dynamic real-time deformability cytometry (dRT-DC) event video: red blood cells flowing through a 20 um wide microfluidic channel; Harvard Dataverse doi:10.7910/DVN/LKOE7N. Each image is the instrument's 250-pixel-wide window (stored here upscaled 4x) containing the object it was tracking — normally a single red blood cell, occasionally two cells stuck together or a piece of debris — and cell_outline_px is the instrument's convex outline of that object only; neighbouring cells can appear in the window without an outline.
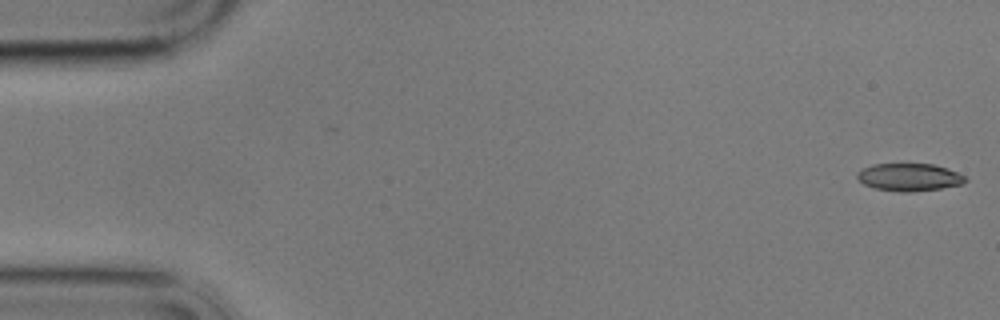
{"species": "common noctule bat (a hibernating species)", "species_latin": "Nyctalus noctula", "temperature_condition": "cold", "stored_images_in_passage": 58, "camera_frame_rate_fps": 3000, "um_per_image_px": 0.085, "animal": {"sex": "male", "body_mass_g": 17.9}, "frame": {"image": 1, "passage_image": 1, "time_ms": 0.0, "image_size_px": [1000, 320], "cell_outline_px": [[968, 180], [964, 184], [940, 188], [912, 192], [900, 192], [876, 188], [864, 184], [856, 176], [856, 172], [872, 164], [932, 164], [948, 168], [964, 176]], "centroid_in_image_um": [77.3, 15.06], "position_along_channel_um": 7.7, "area_um2": 17.34}}
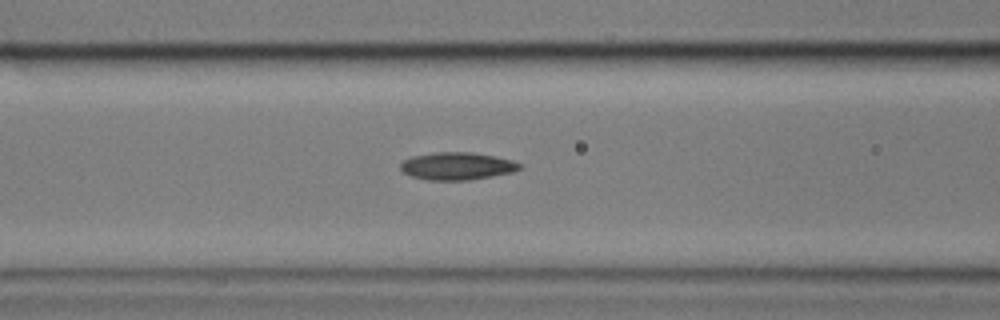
{"frame": {"image": 2, "passage_image": 23, "time_ms": 7.333, "image_size_px": [1000, 320], "cell_outline_px": [[520, 168], [512, 172], [492, 176], [468, 180], [428, 180], [412, 176], [404, 172], [400, 168], [400, 164], [404, 160], [412, 156], [436, 152], [472, 152], [512, 160], [520, 164]], "centroid_in_image_um": [38.82, 14.11], "position_along_channel_um": 127.8, "area_um2": 18.9}}
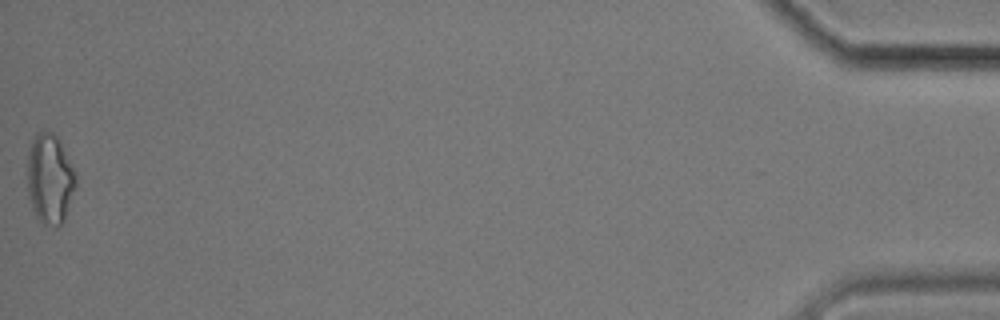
{"frame": {"image": 3, "passage_image": 58, "time_ms": 19.0, "image_size_px": [1000, 320], "cell_outline_px": [[76, 184], [64, 220], [56, 228], [44, 224], [36, 216], [32, 208], [28, 196], [28, 156], [32, 140], [36, 132], [52, 132], [60, 140], [76, 172]], "centroid_in_image_um": [4.24, 15.2], "position_along_channel_um": 431.0, "area_um2": 25.37}, "authors_computed_cell_mechanics": {"area_um2": 18.8428, "velocity_mm_per_s": 3.4289, "shape_relaxation_time_tau1_ms": 9.4385, "shape_relaxation_time_tau2_ms": 6.4365, "deformation_change_tau1": 0.1475, "deformation_change_tau2": 0.1476}}